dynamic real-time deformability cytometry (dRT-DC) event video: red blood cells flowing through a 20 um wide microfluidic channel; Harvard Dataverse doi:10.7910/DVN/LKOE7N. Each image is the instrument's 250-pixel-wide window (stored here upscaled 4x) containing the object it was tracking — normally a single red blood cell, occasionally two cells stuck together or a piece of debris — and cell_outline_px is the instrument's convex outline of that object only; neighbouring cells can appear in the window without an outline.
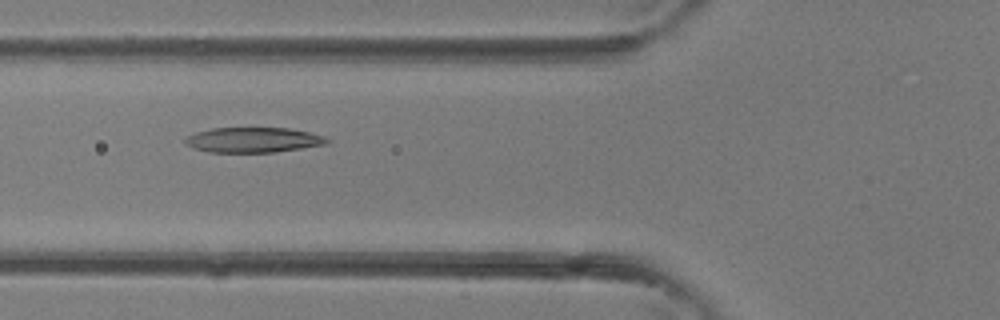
{"species": "common noctule bat (a hibernating species)", "species_latin": "Nyctalus noctula", "temperature_condition": "room temperature", "stored_images_in_passage": 4, "camera_frame_rate_fps": 3000, "um_per_image_px": 0.085, "animal": {"sex": "female"}, "frame": {"image": 1, "passage_image": 3, "time_ms": 0.667, "image_size_px": [1000, 320], "cell_outline_px": [[332, 140], [328, 144], [276, 152], [208, 152], [184, 144], [184, 140], [188, 136], [196, 132], [212, 128], [288, 128], [308, 132], [324, 136]], "centroid_in_image_um": [21.56, 11.89], "position_along_channel_um": 104.2, "area_um2": 20.75}}
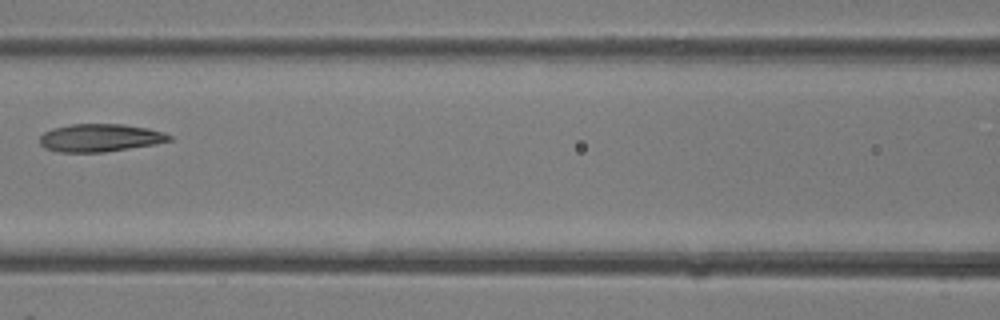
{"frame": {"image": 2, "passage_image": 4, "time_ms": 1.0, "image_size_px": [1000, 320], "cell_outline_px": [[172, 140], [156, 144], [104, 152], [60, 152], [44, 148], [40, 144], [40, 136], [44, 132], [52, 128], [72, 124], [124, 124], [148, 128], [164, 132], [172, 136]], "centroid_in_image_um": [8.51, 11.71], "position_along_channel_um": 158.1, "area_um2": 21.1}}